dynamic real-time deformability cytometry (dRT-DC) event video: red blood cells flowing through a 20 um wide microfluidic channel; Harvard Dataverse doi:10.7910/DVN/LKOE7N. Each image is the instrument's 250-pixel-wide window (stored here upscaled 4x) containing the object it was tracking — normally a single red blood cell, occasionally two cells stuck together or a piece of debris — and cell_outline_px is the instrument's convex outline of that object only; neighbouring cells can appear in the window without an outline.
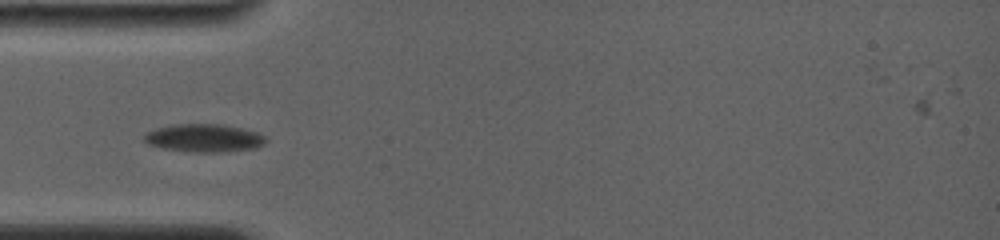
{"species": "common noctule bat (a hibernating species)", "species_latin": "Nyctalus noctula", "temperature_condition": "room temperature", "stored_images_in_passage": 23, "camera_frame_rate_fps": 4000, "um_per_image_px": 0.085, "animal": {"sex": "female", "body_mass_g": 19.0, "forearm_length_mm": 56.7}, "frame": {"image": 1, "passage_image": 1, "time_ms": 0.0, "image_size_px": [1000, 240], "cell_outline_px": [[268, 140], [264, 144], [252, 148], [220, 152], [196, 152], [164, 148], [148, 144], [144, 140], [144, 136], [148, 132], [156, 128], [172, 124], [224, 124], [256, 132], [264, 136]], "centroid_in_image_um": [17.34, 11.72], "position_along_channel_um": 67.7, "area_um2": 19.59}}
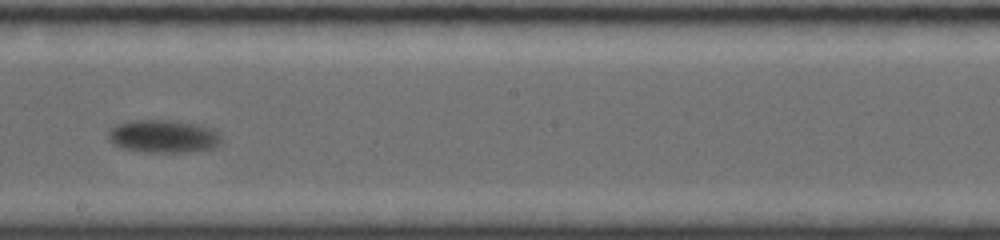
{"frame": {"image": 2, "passage_image": 11, "time_ms": 4.75, "image_size_px": [1000, 240], "cell_outline_px": [[220, 140], [216, 144], [208, 148], [188, 152], [152, 152], [124, 148], [108, 140], [108, 132], [116, 124], [128, 120], [172, 120], [200, 124], [212, 128], [220, 132]], "centroid_in_image_um": [13.88, 11.55], "position_along_channel_um": 234.3, "area_um2": 21.5}}
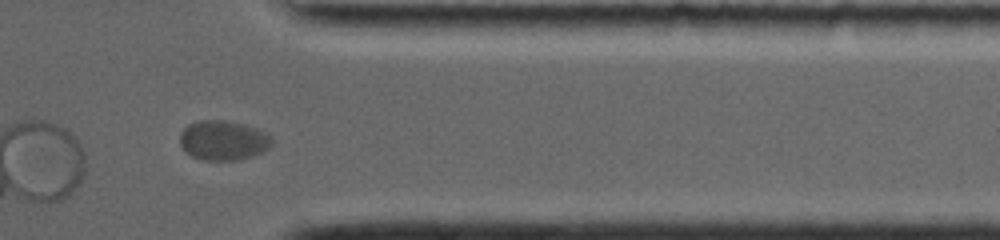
{"frame": {"image": 3, "passage_image": 19, "time_ms": 9.25, "image_size_px": [1000, 240], "cell_outline_px": [[272, 144], [264, 152], [252, 156], [236, 160], [204, 160], [192, 156], [180, 144], [180, 132], [188, 124], [200, 120], [224, 120], [244, 124], [256, 128], [272, 136]], "centroid_in_image_um": [18.99, 11.92], "position_along_channel_um": 392.4, "area_um2": 21.27}}